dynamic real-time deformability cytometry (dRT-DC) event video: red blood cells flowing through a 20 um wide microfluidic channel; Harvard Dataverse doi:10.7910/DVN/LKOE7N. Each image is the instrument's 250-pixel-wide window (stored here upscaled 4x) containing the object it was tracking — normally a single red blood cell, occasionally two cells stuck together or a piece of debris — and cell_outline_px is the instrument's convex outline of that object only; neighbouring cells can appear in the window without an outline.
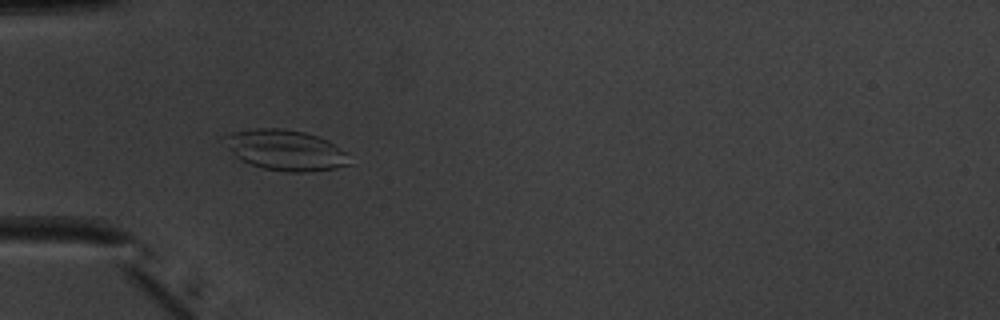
{"species": "common noctule bat (a hibernating species)", "species_latin": "Nyctalus noctula", "temperature_condition": "warm", "stored_images_in_passage": 37, "segment_of_instrument_passage": [1, 2], "camera_frame_rate_fps": 3000, "um_per_image_px": 0.085, "animal": {"sex": "male", "body_mass_g": 20.1, "forearm_length_mm": 53.5}, "frame": {"image": 1, "passage_image": 4, "time_ms": 1.0, "image_size_px": [1000, 320], "cell_outline_px": [[352, 164], [336, 168], [308, 172], [284, 172], [264, 168], [240, 160], [228, 148], [224, 136], [232, 132], [256, 128], [284, 128], [304, 132], [328, 140], [348, 152]], "centroid_in_image_um": [24.33, 12.77], "position_along_channel_um": 60.7, "area_um2": 29.65}}